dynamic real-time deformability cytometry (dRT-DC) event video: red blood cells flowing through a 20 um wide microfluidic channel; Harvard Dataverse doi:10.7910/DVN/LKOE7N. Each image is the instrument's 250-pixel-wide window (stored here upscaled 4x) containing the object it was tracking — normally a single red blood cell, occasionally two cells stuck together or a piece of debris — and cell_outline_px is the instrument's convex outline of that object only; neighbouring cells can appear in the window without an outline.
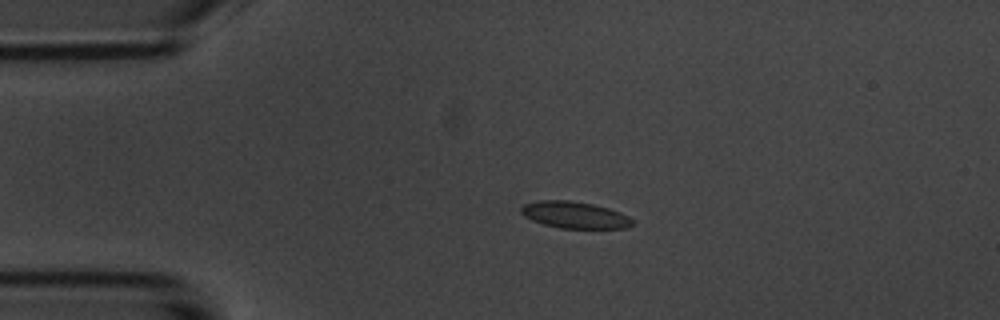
{"species": "common noctule bat (a hibernating species)", "species_latin": "Nyctalus noctula", "temperature_condition": "room temperature", "stored_images_in_passage": 4, "camera_frame_rate_fps": 3000, "um_per_image_px": 0.085, "animal": {"sex": "male", "body_mass_g": 20.1, "forearm_length_mm": 53.5}, "frame": {"image": 1, "passage_image": 3, "time_ms": 2.333, "image_size_px": [1000, 320], "cell_outline_px": [[632, 224], [628, 228], [560, 228], [544, 224], [532, 220], [524, 216], [520, 212], [520, 208], [524, 204], [536, 200], [572, 200], [592, 204], [608, 208], [620, 212], [628, 216], [632, 220]], "centroid_in_image_um": [48.81, 18.26], "position_along_channel_um": 36.2, "area_um2": 17.34}}